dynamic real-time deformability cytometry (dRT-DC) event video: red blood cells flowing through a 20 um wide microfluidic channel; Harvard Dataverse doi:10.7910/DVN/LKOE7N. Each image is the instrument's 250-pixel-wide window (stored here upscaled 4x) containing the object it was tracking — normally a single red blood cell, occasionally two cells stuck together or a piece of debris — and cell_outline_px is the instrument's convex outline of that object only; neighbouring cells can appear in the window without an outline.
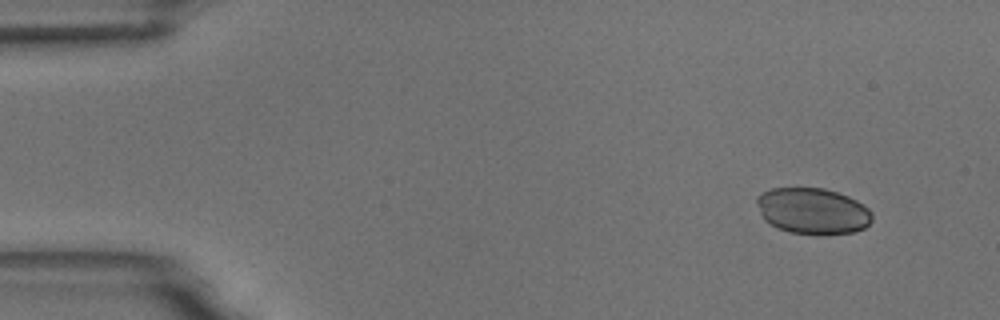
{"species": "common noctule bat (a hibernating species)", "species_latin": "Nyctalus noctula", "temperature_condition": "room temperature", "stored_images_in_passage": 6, "camera_frame_rate_fps": 3000, "um_per_image_px": 0.085, "animal": {"sex": "male", "body_mass_g": 18.8}, "frame": {"image": 1, "passage_image": 2, "time_ms": 1.333, "image_size_px": [1000, 320], "cell_outline_px": [[872, 220], [864, 228], [852, 232], [824, 236], [816, 236], [788, 232], [764, 220], [756, 204], [756, 196], [772, 188], [824, 188], [848, 196], [856, 200], [868, 208], [872, 212]], "centroid_in_image_um": [69.08, 17.96], "position_along_channel_um": 15.9, "area_um2": 31.33}}
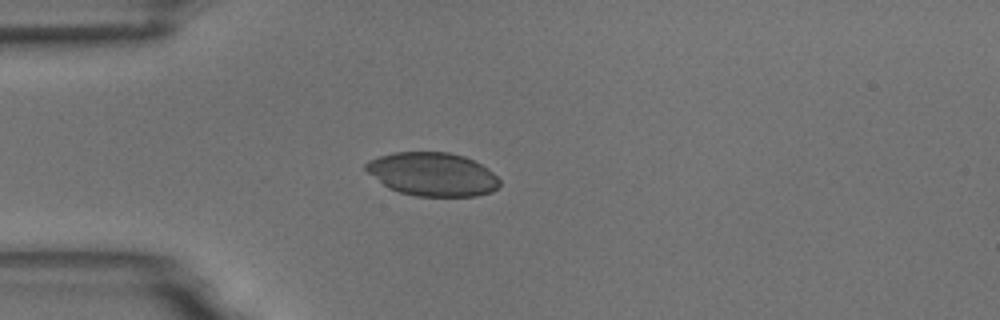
{"frame": {"image": 2, "passage_image": 5, "time_ms": 4.667, "image_size_px": [1000, 320], "cell_outline_px": [[500, 184], [492, 192], [476, 196], [416, 196], [400, 192], [388, 188], [368, 172], [364, 168], [364, 164], [368, 160], [392, 152], [448, 152], [464, 156], [488, 168], [500, 180]], "centroid_in_image_um": [36.76, 14.81], "position_along_channel_um": 48.2, "area_um2": 33.87}}